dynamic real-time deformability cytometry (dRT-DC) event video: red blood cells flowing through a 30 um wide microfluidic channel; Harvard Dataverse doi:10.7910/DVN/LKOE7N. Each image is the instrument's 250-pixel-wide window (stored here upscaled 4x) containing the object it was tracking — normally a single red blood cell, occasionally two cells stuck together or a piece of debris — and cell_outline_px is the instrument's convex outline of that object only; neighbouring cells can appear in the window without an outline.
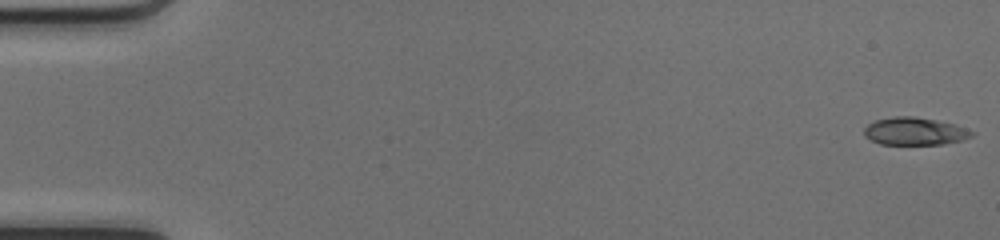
{"species": "common noctule bat (a hibernating species)", "species_latin": "Nyctalus noctula", "temperature_condition": "cold", "stored_images_in_passage": 50, "camera_frame_rate_fps": 3000, "um_per_image_px": 0.085, "animal": {"sex": "female", "body_mass_g": 17.0, "forearm_length_mm": 48.0}, "frame": {"image": 1, "passage_image": 1, "time_ms": 0.0, "image_size_px": [1000, 240], "cell_outline_px": [[976, 132], [972, 136], [960, 140], [944, 144], [880, 144], [864, 136], [864, 128], [868, 124], [876, 120], [892, 116], [916, 116], [936, 120], [968, 128]], "centroid_in_image_um": [77.75, 11.15], "position_along_channel_um": 7.3, "area_um2": 17.34}}
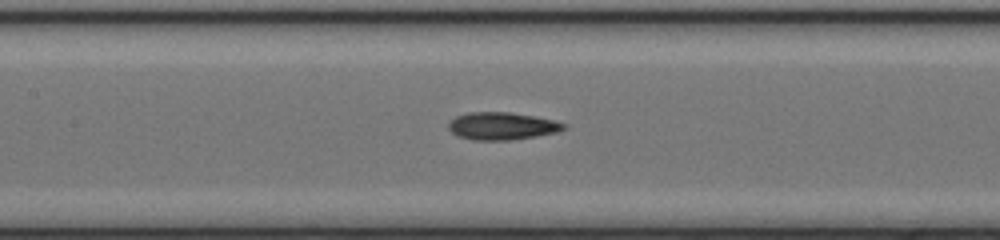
{"frame": {"image": 2, "passage_image": 24, "time_ms": 7.667, "image_size_px": [1000, 240], "cell_outline_px": [[568, 128], [556, 132], [536, 136], [512, 140], [472, 140], [456, 136], [448, 128], [448, 124], [456, 116], [468, 112], [508, 112], [556, 120], [568, 124]], "centroid_in_image_um": [42.69, 10.72], "position_along_channel_um": 164.7, "area_um2": 18.61}}
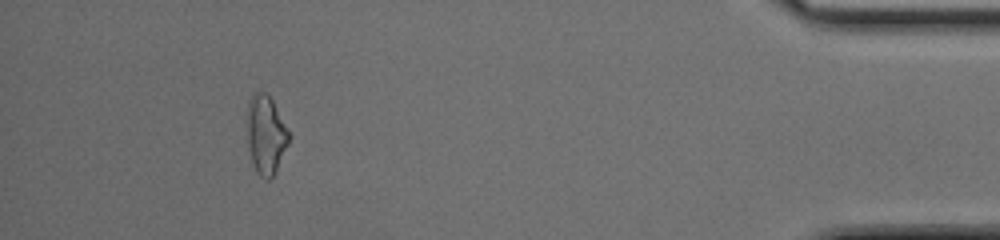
{"frame": {"image": 3, "passage_image": 46, "time_ms": 15.0, "image_size_px": [1000, 240], "cell_outline_px": [[288, 144], [272, 176], [268, 180], [264, 180], [256, 172], [252, 164], [248, 144], [248, 100], [256, 88], [264, 92], [272, 100], [288, 132]], "centroid_in_image_um": [22.56, 11.43], "position_along_channel_um": 412.6, "area_um2": 18.73}, "authors_computed_cell_mechanics": {"area_um2": 18.0336, "velocity_mm_per_s": 4.2067, "shape_relaxation_time_tau1_ms": null, "shape_relaxation_time_tau2_ms": 2.7692, "deformation_change_tau1": null, "deformation_change_tau2": 0.1003}}